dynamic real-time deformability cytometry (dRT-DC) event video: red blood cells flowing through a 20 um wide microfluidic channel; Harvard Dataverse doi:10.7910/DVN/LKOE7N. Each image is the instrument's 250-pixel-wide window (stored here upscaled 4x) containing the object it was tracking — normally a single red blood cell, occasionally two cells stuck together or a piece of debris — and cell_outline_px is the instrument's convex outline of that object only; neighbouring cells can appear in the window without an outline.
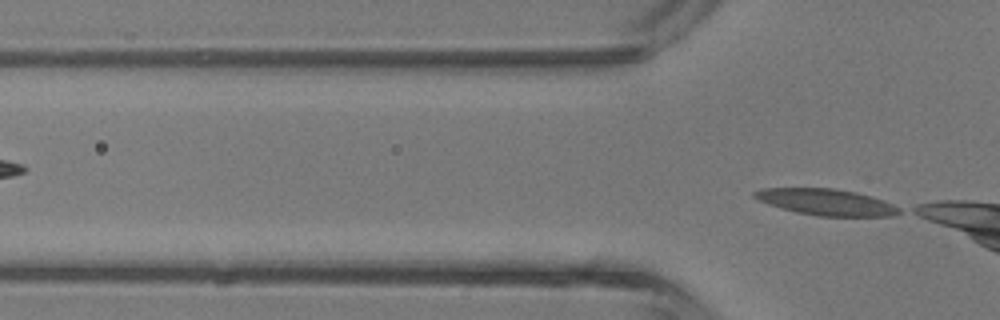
{"species": "common noctule bat (a hibernating species)", "species_latin": "Nyctalus noctula", "temperature_condition": "room temperature", "stored_images_in_passage": 5, "segment_of_instrument_passage": [2, 2], "camera_frame_rate_fps": 3000, "um_per_image_px": 0.085, "animal": {"sex": "male", "body_mass_g": 13.3}, "frame": {"image": 1, "passage_image": 5, "time_ms": 5.333, "image_size_px": [1000, 320], "cell_outline_px": [[900, 212], [892, 216], [816, 216], [796, 212], [780, 208], [768, 204], [752, 196], [752, 192], [760, 188], [832, 188], [856, 192], [892, 204], [900, 208]], "centroid_in_image_um": [70.16, 17.18], "position_along_channel_um": 55.6, "area_um2": 22.02}}